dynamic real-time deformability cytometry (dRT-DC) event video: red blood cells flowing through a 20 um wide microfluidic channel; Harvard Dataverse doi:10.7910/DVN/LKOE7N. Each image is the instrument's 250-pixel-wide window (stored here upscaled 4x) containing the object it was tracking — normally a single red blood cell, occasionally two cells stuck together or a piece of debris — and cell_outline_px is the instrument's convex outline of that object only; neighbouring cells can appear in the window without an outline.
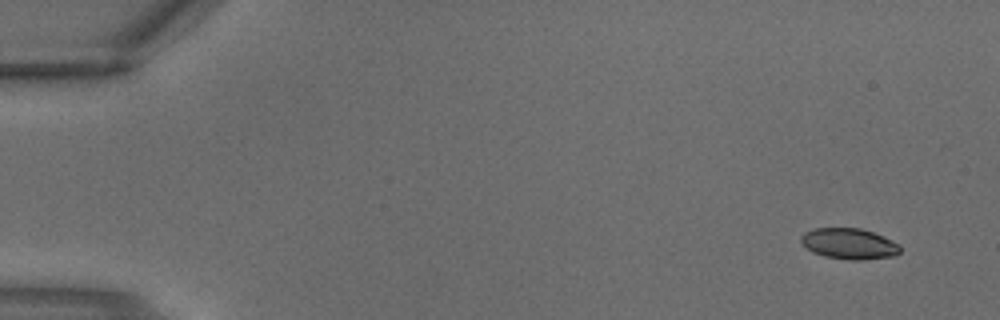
{"species": "common noctule bat (a hibernating species)", "species_latin": "Nyctalus noctula", "temperature_condition": "warm", "stored_images_in_passage": 3, "camera_frame_rate_fps": 3000, "um_per_image_px": 0.085, "animal": {"sex": "male", "body_mass_g": 18.8}, "frame": {"image": 1, "passage_image": 1, "time_ms": 0.0, "image_size_px": [1000, 320], "cell_outline_px": [[900, 252], [892, 256], [864, 260], [848, 260], [824, 256], [812, 252], [800, 240], [800, 236], [804, 232], [812, 228], [860, 228], [884, 236], [900, 244]], "centroid_in_image_um": [72.18, 20.71], "position_along_channel_um": 12.8, "area_um2": 17.92}}